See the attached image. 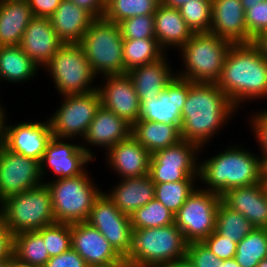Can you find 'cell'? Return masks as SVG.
Masks as SVG:
<instances>
[{
	"instance_id": "obj_1",
	"label": "cell",
	"mask_w": 267,
	"mask_h": 267,
	"mask_svg": "<svg viewBox=\"0 0 267 267\" xmlns=\"http://www.w3.org/2000/svg\"><path fill=\"white\" fill-rule=\"evenodd\" d=\"M238 111L217 84L189 81L188 95L181 112V139L195 143L201 149L206 148L209 140Z\"/></svg>"
},
{
	"instance_id": "obj_2",
	"label": "cell",
	"mask_w": 267,
	"mask_h": 267,
	"mask_svg": "<svg viewBox=\"0 0 267 267\" xmlns=\"http://www.w3.org/2000/svg\"><path fill=\"white\" fill-rule=\"evenodd\" d=\"M216 84L237 109L267 98V59L253 43L232 44Z\"/></svg>"
},
{
	"instance_id": "obj_3",
	"label": "cell",
	"mask_w": 267,
	"mask_h": 267,
	"mask_svg": "<svg viewBox=\"0 0 267 267\" xmlns=\"http://www.w3.org/2000/svg\"><path fill=\"white\" fill-rule=\"evenodd\" d=\"M262 157L240 146H229L199 162L202 189L222 196L230 189L258 184L265 179Z\"/></svg>"
},
{
	"instance_id": "obj_4",
	"label": "cell",
	"mask_w": 267,
	"mask_h": 267,
	"mask_svg": "<svg viewBox=\"0 0 267 267\" xmlns=\"http://www.w3.org/2000/svg\"><path fill=\"white\" fill-rule=\"evenodd\" d=\"M187 244L175 223L133 229L131 249L124 259L130 267H161L186 257Z\"/></svg>"
},
{
	"instance_id": "obj_5",
	"label": "cell",
	"mask_w": 267,
	"mask_h": 267,
	"mask_svg": "<svg viewBox=\"0 0 267 267\" xmlns=\"http://www.w3.org/2000/svg\"><path fill=\"white\" fill-rule=\"evenodd\" d=\"M232 44L210 32L194 33L179 49L184 68L176 75L194 83L216 84Z\"/></svg>"
},
{
	"instance_id": "obj_6",
	"label": "cell",
	"mask_w": 267,
	"mask_h": 267,
	"mask_svg": "<svg viewBox=\"0 0 267 267\" xmlns=\"http://www.w3.org/2000/svg\"><path fill=\"white\" fill-rule=\"evenodd\" d=\"M0 217L13 236L56 223L47 185L42 184L1 201Z\"/></svg>"
},
{
	"instance_id": "obj_7",
	"label": "cell",
	"mask_w": 267,
	"mask_h": 267,
	"mask_svg": "<svg viewBox=\"0 0 267 267\" xmlns=\"http://www.w3.org/2000/svg\"><path fill=\"white\" fill-rule=\"evenodd\" d=\"M91 178L86 170L75 177L44 181L51 194L56 223L87 221L95 199L102 192Z\"/></svg>"
},
{
	"instance_id": "obj_8",
	"label": "cell",
	"mask_w": 267,
	"mask_h": 267,
	"mask_svg": "<svg viewBox=\"0 0 267 267\" xmlns=\"http://www.w3.org/2000/svg\"><path fill=\"white\" fill-rule=\"evenodd\" d=\"M123 40L119 24L104 18L86 30L79 44L96 77L124 74Z\"/></svg>"
},
{
	"instance_id": "obj_9",
	"label": "cell",
	"mask_w": 267,
	"mask_h": 267,
	"mask_svg": "<svg viewBox=\"0 0 267 267\" xmlns=\"http://www.w3.org/2000/svg\"><path fill=\"white\" fill-rule=\"evenodd\" d=\"M59 94H83L97 90L93 82L96 76L80 44L64 43L44 67Z\"/></svg>"
},
{
	"instance_id": "obj_10",
	"label": "cell",
	"mask_w": 267,
	"mask_h": 267,
	"mask_svg": "<svg viewBox=\"0 0 267 267\" xmlns=\"http://www.w3.org/2000/svg\"><path fill=\"white\" fill-rule=\"evenodd\" d=\"M61 97V105L48 118L53 136L68 141L79 136L84 139L96 111L101 106L98 90Z\"/></svg>"
},
{
	"instance_id": "obj_11",
	"label": "cell",
	"mask_w": 267,
	"mask_h": 267,
	"mask_svg": "<svg viewBox=\"0 0 267 267\" xmlns=\"http://www.w3.org/2000/svg\"><path fill=\"white\" fill-rule=\"evenodd\" d=\"M219 194L195 187L174 215V223L187 243L202 242L216 229Z\"/></svg>"
},
{
	"instance_id": "obj_12",
	"label": "cell",
	"mask_w": 267,
	"mask_h": 267,
	"mask_svg": "<svg viewBox=\"0 0 267 267\" xmlns=\"http://www.w3.org/2000/svg\"><path fill=\"white\" fill-rule=\"evenodd\" d=\"M200 152L202 149L198 145L186 140L153 152L149 167L152 181L169 183L198 179Z\"/></svg>"
},
{
	"instance_id": "obj_13",
	"label": "cell",
	"mask_w": 267,
	"mask_h": 267,
	"mask_svg": "<svg viewBox=\"0 0 267 267\" xmlns=\"http://www.w3.org/2000/svg\"><path fill=\"white\" fill-rule=\"evenodd\" d=\"M87 222L100 231L123 258L128 255L133 231L130 216L120 212L105 191L95 199Z\"/></svg>"
},
{
	"instance_id": "obj_14",
	"label": "cell",
	"mask_w": 267,
	"mask_h": 267,
	"mask_svg": "<svg viewBox=\"0 0 267 267\" xmlns=\"http://www.w3.org/2000/svg\"><path fill=\"white\" fill-rule=\"evenodd\" d=\"M40 161L0 148V202L44 184Z\"/></svg>"
},
{
	"instance_id": "obj_15",
	"label": "cell",
	"mask_w": 267,
	"mask_h": 267,
	"mask_svg": "<svg viewBox=\"0 0 267 267\" xmlns=\"http://www.w3.org/2000/svg\"><path fill=\"white\" fill-rule=\"evenodd\" d=\"M65 140L53 136L47 144L40 162L44 181L47 169L57 176L55 179L75 177L83 174L87 170L85 165L94 161L80 143L74 144Z\"/></svg>"
},
{
	"instance_id": "obj_16",
	"label": "cell",
	"mask_w": 267,
	"mask_h": 267,
	"mask_svg": "<svg viewBox=\"0 0 267 267\" xmlns=\"http://www.w3.org/2000/svg\"><path fill=\"white\" fill-rule=\"evenodd\" d=\"M189 90V81L177 75L167 84L158 97L150 101H141L139 120H150L176 125L179 129L182 124V115Z\"/></svg>"
},
{
	"instance_id": "obj_17",
	"label": "cell",
	"mask_w": 267,
	"mask_h": 267,
	"mask_svg": "<svg viewBox=\"0 0 267 267\" xmlns=\"http://www.w3.org/2000/svg\"><path fill=\"white\" fill-rule=\"evenodd\" d=\"M103 78L104 86L97 85L101 105L129 124H135L139 120L141 103L129 75L125 73Z\"/></svg>"
},
{
	"instance_id": "obj_18",
	"label": "cell",
	"mask_w": 267,
	"mask_h": 267,
	"mask_svg": "<svg viewBox=\"0 0 267 267\" xmlns=\"http://www.w3.org/2000/svg\"><path fill=\"white\" fill-rule=\"evenodd\" d=\"M53 137L49 120L6 123L5 144L10 151L41 162L47 144Z\"/></svg>"
},
{
	"instance_id": "obj_19",
	"label": "cell",
	"mask_w": 267,
	"mask_h": 267,
	"mask_svg": "<svg viewBox=\"0 0 267 267\" xmlns=\"http://www.w3.org/2000/svg\"><path fill=\"white\" fill-rule=\"evenodd\" d=\"M71 245L88 267L110 265L123 259L102 233L87 221L71 224Z\"/></svg>"
},
{
	"instance_id": "obj_20",
	"label": "cell",
	"mask_w": 267,
	"mask_h": 267,
	"mask_svg": "<svg viewBox=\"0 0 267 267\" xmlns=\"http://www.w3.org/2000/svg\"><path fill=\"white\" fill-rule=\"evenodd\" d=\"M131 132V124L101 105L96 111L95 117L84 136L83 140L87 143H82L81 145L84 150L95 159L96 156L93 151L90 150L91 148H89L90 145V147L96 145L102 147L104 150L106 149L105 151L107 152L118 142L128 139L131 136ZM86 145H88V147Z\"/></svg>"
},
{
	"instance_id": "obj_21",
	"label": "cell",
	"mask_w": 267,
	"mask_h": 267,
	"mask_svg": "<svg viewBox=\"0 0 267 267\" xmlns=\"http://www.w3.org/2000/svg\"><path fill=\"white\" fill-rule=\"evenodd\" d=\"M210 33L233 44L253 43L241 0H212Z\"/></svg>"
},
{
	"instance_id": "obj_22",
	"label": "cell",
	"mask_w": 267,
	"mask_h": 267,
	"mask_svg": "<svg viewBox=\"0 0 267 267\" xmlns=\"http://www.w3.org/2000/svg\"><path fill=\"white\" fill-rule=\"evenodd\" d=\"M63 44L49 18L34 17L23 33L20 47L39 68L44 69Z\"/></svg>"
},
{
	"instance_id": "obj_23",
	"label": "cell",
	"mask_w": 267,
	"mask_h": 267,
	"mask_svg": "<svg viewBox=\"0 0 267 267\" xmlns=\"http://www.w3.org/2000/svg\"><path fill=\"white\" fill-rule=\"evenodd\" d=\"M222 201L241 213L255 228H267V181L228 190Z\"/></svg>"
},
{
	"instance_id": "obj_24",
	"label": "cell",
	"mask_w": 267,
	"mask_h": 267,
	"mask_svg": "<svg viewBox=\"0 0 267 267\" xmlns=\"http://www.w3.org/2000/svg\"><path fill=\"white\" fill-rule=\"evenodd\" d=\"M106 156L109 168L114 174H118L120 179L149 174L151 153L132 135L111 147Z\"/></svg>"
},
{
	"instance_id": "obj_25",
	"label": "cell",
	"mask_w": 267,
	"mask_h": 267,
	"mask_svg": "<svg viewBox=\"0 0 267 267\" xmlns=\"http://www.w3.org/2000/svg\"><path fill=\"white\" fill-rule=\"evenodd\" d=\"M166 55L167 53L155 62L136 67L127 72L140 102L150 101L154 97H158L175 77L176 72L168 64L169 59Z\"/></svg>"
},
{
	"instance_id": "obj_26",
	"label": "cell",
	"mask_w": 267,
	"mask_h": 267,
	"mask_svg": "<svg viewBox=\"0 0 267 267\" xmlns=\"http://www.w3.org/2000/svg\"><path fill=\"white\" fill-rule=\"evenodd\" d=\"M49 19L56 35L63 43L79 44L96 18L72 1L62 0Z\"/></svg>"
},
{
	"instance_id": "obj_27",
	"label": "cell",
	"mask_w": 267,
	"mask_h": 267,
	"mask_svg": "<svg viewBox=\"0 0 267 267\" xmlns=\"http://www.w3.org/2000/svg\"><path fill=\"white\" fill-rule=\"evenodd\" d=\"M118 182L105 194L120 212L128 216L154 199L155 184L149 174L121 179Z\"/></svg>"
},
{
	"instance_id": "obj_28",
	"label": "cell",
	"mask_w": 267,
	"mask_h": 267,
	"mask_svg": "<svg viewBox=\"0 0 267 267\" xmlns=\"http://www.w3.org/2000/svg\"><path fill=\"white\" fill-rule=\"evenodd\" d=\"M154 22L155 39L165 52L169 47L179 50L194 34L179 9L169 8L161 3L154 13Z\"/></svg>"
},
{
	"instance_id": "obj_29",
	"label": "cell",
	"mask_w": 267,
	"mask_h": 267,
	"mask_svg": "<svg viewBox=\"0 0 267 267\" xmlns=\"http://www.w3.org/2000/svg\"><path fill=\"white\" fill-rule=\"evenodd\" d=\"M33 18L27 0L0 1V46H20L23 33Z\"/></svg>"
},
{
	"instance_id": "obj_30",
	"label": "cell",
	"mask_w": 267,
	"mask_h": 267,
	"mask_svg": "<svg viewBox=\"0 0 267 267\" xmlns=\"http://www.w3.org/2000/svg\"><path fill=\"white\" fill-rule=\"evenodd\" d=\"M131 135L151 154L182 140L180 129L176 125H167L150 120H138L132 125Z\"/></svg>"
},
{
	"instance_id": "obj_31",
	"label": "cell",
	"mask_w": 267,
	"mask_h": 267,
	"mask_svg": "<svg viewBox=\"0 0 267 267\" xmlns=\"http://www.w3.org/2000/svg\"><path fill=\"white\" fill-rule=\"evenodd\" d=\"M39 69L20 46H0V81L24 83L33 79Z\"/></svg>"
},
{
	"instance_id": "obj_32",
	"label": "cell",
	"mask_w": 267,
	"mask_h": 267,
	"mask_svg": "<svg viewBox=\"0 0 267 267\" xmlns=\"http://www.w3.org/2000/svg\"><path fill=\"white\" fill-rule=\"evenodd\" d=\"M165 54L156 39H124V74L136 67L155 62Z\"/></svg>"
},
{
	"instance_id": "obj_33",
	"label": "cell",
	"mask_w": 267,
	"mask_h": 267,
	"mask_svg": "<svg viewBox=\"0 0 267 267\" xmlns=\"http://www.w3.org/2000/svg\"><path fill=\"white\" fill-rule=\"evenodd\" d=\"M13 254L22 261L44 267L50 259L43 240L38 231H27L13 236Z\"/></svg>"
},
{
	"instance_id": "obj_34",
	"label": "cell",
	"mask_w": 267,
	"mask_h": 267,
	"mask_svg": "<svg viewBox=\"0 0 267 267\" xmlns=\"http://www.w3.org/2000/svg\"><path fill=\"white\" fill-rule=\"evenodd\" d=\"M267 258V228H254L237 243L234 259L241 267H257Z\"/></svg>"
},
{
	"instance_id": "obj_35",
	"label": "cell",
	"mask_w": 267,
	"mask_h": 267,
	"mask_svg": "<svg viewBox=\"0 0 267 267\" xmlns=\"http://www.w3.org/2000/svg\"><path fill=\"white\" fill-rule=\"evenodd\" d=\"M255 227L241 213L228 207L222 200L216 215V231L239 243Z\"/></svg>"
},
{
	"instance_id": "obj_36",
	"label": "cell",
	"mask_w": 267,
	"mask_h": 267,
	"mask_svg": "<svg viewBox=\"0 0 267 267\" xmlns=\"http://www.w3.org/2000/svg\"><path fill=\"white\" fill-rule=\"evenodd\" d=\"M161 0H105L103 18L119 23L122 20L154 14Z\"/></svg>"
},
{
	"instance_id": "obj_37",
	"label": "cell",
	"mask_w": 267,
	"mask_h": 267,
	"mask_svg": "<svg viewBox=\"0 0 267 267\" xmlns=\"http://www.w3.org/2000/svg\"><path fill=\"white\" fill-rule=\"evenodd\" d=\"M133 229L155 228L174 223V214L155 198L130 215Z\"/></svg>"
},
{
	"instance_id": "obj_38",
	"label": "cell",
	"mask_w": 267,
	"mask_h": 267,
	"mask_svg": "<svg viewBox=\"0 0 267 267\" xmlns=\"http://www.w3.org/2000/svg\"><path fill=\"white\" fill-rule=\"evenodd\" d=\"M197 180L154 183V198L165 205L174 215L194 191ZM195 184V185H194Z\"/></svg>"
},
{
	"instance_id": "obj_39",
	"label": "cell",
	"mask_w": 267,
	"mask_h": 267,
	"mask_svg": "<svg viewBox=\"0 0 267 267\" xmlns=\"http://www.w3.org/2000/svg\"><path fill=\"white\" fill-rule=\"evenodd\" d=\"M179 11L193 33L210 32L212 0H191Z\"/></svg>"
},
{
	"instance_id": "obj_40",
	"label": "cell",
	"mask_w": 267,
	"mask_h": 267,
	"mask_svg": "<svg viewBox=\"0 0 267 267\" xmlns=\"http://www.w3.org/2000/svg\"><path fill=\"white\" fill-rule=\"evenodd\" d=\"M38 232L43 236L50 257L58 256L72 247L70 223H54Z\"/></svg>"
},
{
	"instance_id": "obj_41",
	"label": "cell",
	"mask_w": 267,
	"mask_h": 267,
	"mask_svg": "<svg viewBox=\"0 0 267 267\" xmlns=\"http://www.w3.org/2000/svg\"><path fill=\"white\" fill-rule=\"evenodd\" d=\"M118 24L123 39H155L154 14L128 18Z\"/></svg>"
},
{
	"instance_id": "obj_42",
	"label": "cell",
	"mask_w": 267,
	"mask_h": 267,
	"mask_svg": "<svg viewBox=\"0 0 267 267\" xmlns=\"http://www.w3.org/2000/svg\"><path fill=\"white\" fill-rule=\"evenodd\" d=\"M247 31L252 39L267 30V0L245 11Z\"/></svg>"
},
{
	"instance_id": "obj_43",
	"label": "cell",
	"mask_w": 267,
	"mask_h": 267,
	"mask_svg": "<svg viewBox=\"0 0 267 267\" xmlns=\"http://www.w3.org/2000/svg\"><path fill=\"white\" fill-rule=\"evenodd\" d=\"M186 256L195 267H220L223 262L203 242L188 243Z\"/></svg>"
},
{
	"instance_id": "obj_44",
	"label": "cell",
	"mask_w": 267,
	"mask_h": 267,
	"mask_svg": "<svg viewBox=\"0 0 267 267\" xmlns=\"http://www.w3.org/2000/svg\"><path fill=\"white\" fill-rule=\"evenodd\" d=\"M207 248L213 252L220 260L235 257L237 243L228 237L221 236L216 230L202 241Z\"/></svg>"
},
{
	"instance_id": "obj_45",
	"label": "cell",
	"mask_w": 267,
	"mask_h": 267,
	"mask_svg": "<svg viewBox=\"0 0 267 267\" xmlns=\"http://www.w3.org/2000/svg\"><path fill=\"white\" fill-rule=\"evenodd\" d=\"M250 128H252L254 136L261 152L262 161L267 166V108L261 109L253 114H250Z\"/></svg>"
},
{
	"instance_id": "obj_46",
	"label": "cell",
	"mask_w": 267,
	"mask_h": 267,
	"mask_svg": "<svg viewBox=\"0 0 267 267\" xmlns=\"http://www.w3.org/2000/svg\"><path fill=\"white\" fill-rule=\"evenodd\" d=\"M44 267H88L85 260L71 247L64 253L50 257Z\"/></svg>"
},
{
	"instance_id": "obj_47",
	"label": "cell",
	"mask_w": 267,
	"mask_h": 267,
	"mask_svg": "<svg viewBox=\"0 0 267 267\" xmlns=\"http://www.w3.org/2000/svg\"><path fill=\"white\" fill-rule=\"evenodd\" d=\"M62 0H27L34 17L50 18Z\"/></svg>"
},
{
	"instance_id": "obj_48",
	"label": "cell",
	"mask_w": 267,
	"mask_h": 267,
	"mask_svg": "<svg viewBox=\"0 0 267 267\" xmlns=\"http://www.w3.org/2000/svg\"><path fill=\"white\" fill-rule=\"evenodd\" d=\"M13 254V235L0 217V261Z\"/></svg>"
},
{
	"instance_id": "obj_49",
	"label": "cell",
	"mask_w": 267,
	"mask_h": 267,
	"mask_svg": "<svg viewBox=\"0 0 267 267\" xmlns=\"http://www.w3.org/2000/svg\"><path fill=\"white\" fill-rule=\"evenodd\" d=\"M77 6L90 12L95 18H103L105 12V0H69Z\"/></svg>"
},
{
	"instance_id": "obj_50",
	"label": "cell",
	"mask_w": 267,
	"mask_h": 267,
	"mask_svg": "<svg viewBox=\"0 0 267 267\" xmlns=\"http://www.w3.org/2000/svg\"><path fill=\"white\" fill-rule=\"evenodd\" d=\"M253 44L259 49L260 53L267 59V30L261 32L253 39Z\"/></svg>"
},
{
	"instance_id": "obj_51",
	"label": "cell",
	"mask_w": 267,
	"mask_h": 267,
	"mask_svg": "<svg viewBox=\"0 0 267 267\" xmlns=\"http://www.w3.org/2000/svg\"><path fill=\"white\" fill-rule=\"evenodd\" d=\"M6 110L2 106V102L0 104V148L5 144V133H6Z\"/></svg>"
},
{
	"instance_id": "obj_52",
	"label": "cell",
	"mask_w": 267,
	"mask_h": 267,
	"mask_svg": "<svg viewBox=\"0 0 267 267\" xmlns=\"http://www.w3.org/2000/svg\"><path fill=\"white\" fill-rule=\"evenodd\" d=\"M161 267H195V265L186 256L184 258H181V259H178L176 261L170 262L169 264L163 265Z\"/></svg>"
},
{
	"instance_id": "obj_53",
	"label": "cell",
	"mask_w": 267,
	"mask_h": 267,
	"mask_svg": "<svg viewBox=\"0 0 267 267\" xmlns=\"http://www.w3.org/2000/svg\"><path fill=\"white\" fill-rule=\"evenodd\" d=\"M10 267H38V266L22 261L21 259L17 258L14 254H12L10 257Z\"/></svg>"
},
{
	"instance_id": "obj_54",
	"label": "cell",
	"mask_w": 267,
	"mask_h": 267,
	"mask_svg": "<svg viewBox=\"0 0 267 267\" xmlns=\"http://www.w3.org/2000/svg\"><path fill=\"white\" fill-rule=\"evenodd\" d=\"M191 0H161V4L169 8L180 9L181 6Z\"/></svg>"
},
{
	"instance_id": "obj_55",
	"label": "cell",
	"mask_w": 267,
	"mask_h": 267,
	"mask_svg": "<svg viewBox=\"0 0 267 267\" xmlns=\"http://www.w3.org/2000/svg\"><path fill=\"white\" fill-rule=\"evenodd\" d=\"M89 267H130V265L123 258L121 261L112 263L110 265H97V266H89Z\"/></svg>"
},
{
	"instance_id": "obj_56",
	"label": "cell",
	"mask_w": 267,
	"mask_h": 267,
	"mask_svg": "<svg viewBox=\"0 0 267 267\" xmlns=\"http://www.w3.org/2000/svg\"><path fill=\"white\" fill-rule=\"evenodd\" d=\"M266 1V0H241L242 7L244 10H248L252 8L253 5L258 4L259 2Z\"/></svg>"
},
{
	"instance_id": "obj_57",
	"label": "cell",
	"mask_w": 267,
	"mask_h": 267,
	"mask_svg": "<svg viewBox=\"0 0 267 267\" xmlns=\"http://www.w3.org/2000/svg\"><path fill=\"white\" fill-rule=\"evenodd\" d=\"M220 267H241L234 258L223 260Z\"/></svg>"
},
{
	"instance_id": "obj_58",
	"label": "cell",
	"mask_w": 267,
	"mask_h": 267,
	"mask_svg": "<svg viewBox=\"0 0 267 267\" xmlns=\"http://www.w3.org/2000/svg\"><path fill=\"white\" fill-rule=\"evenodd\" d=\"M0 267H10V258L0 261Z\"/></svg>"
},
{
	"instance_id": "obj_59",
	"label": "cell",
	"mask_w": 267,
	"mask_h": 267,
	"mask_svg": "<svg viewBox=\"0 0 267 267\" xmlns=\"http://www.w3.org/2000/svg\"><path fill=\"white\" fill-rule=\"evenodd\" d=\"M257 267H267V258L263 259L259 262V264L257 265Z\"/></svg>"
},
{
	"instance_id": "obj_60",
	"label": "cell",
	"mask_w": 267,
	"mask_h": 267,
	"mask_svg": "<svg viewBox=\"0 0 267 267\" xmlns=\"http://www.w3.org/2000/svg\"><path fill=\"white\" fill-rule=\"evenodd\" d=\"M265 180L267 181V172H265Z\"/></svg>"
}]
</instances>
